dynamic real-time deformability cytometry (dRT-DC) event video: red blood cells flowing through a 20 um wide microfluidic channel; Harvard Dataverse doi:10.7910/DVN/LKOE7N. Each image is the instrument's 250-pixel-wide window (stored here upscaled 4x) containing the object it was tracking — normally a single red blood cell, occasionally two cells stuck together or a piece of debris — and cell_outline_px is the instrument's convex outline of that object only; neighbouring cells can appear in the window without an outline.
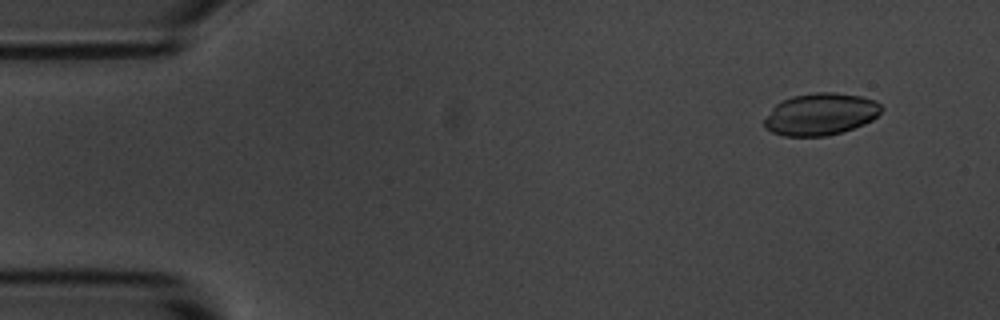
{"species": "common noctule bat (a hibernating species)", "species_latin": "Nyctalus noctula", "temperature_condition": "room temperature", "stored_images_in_passage": 6, "segment_of_instrument_passage": [2, 2], "camera_frame_rate_fps": 3000, "um_per_image_px": 0.085, "animal": {"sex": "male", "body_mass_g": 20.1, "forearm_length_mm": 53.5}, "frame": {"image": 1, "passage_image": 6, "time_ms": 6.667, "image_size_px": [1000, 320], "cell_outline_px": [[884, 108], [872, 120], [864, 124], [828, 136], [784, 136], [772, 132], [764, 128], [764, 120], [772, 108], [780, 100], [792, 96], [816, 92], [836, 92], [860, 96], [872, 100], [880, 104]], "centroid_in_image_um": [69.72, 9.7], "position_along_channel_um": 15.3, "area_um2": 28.67}}